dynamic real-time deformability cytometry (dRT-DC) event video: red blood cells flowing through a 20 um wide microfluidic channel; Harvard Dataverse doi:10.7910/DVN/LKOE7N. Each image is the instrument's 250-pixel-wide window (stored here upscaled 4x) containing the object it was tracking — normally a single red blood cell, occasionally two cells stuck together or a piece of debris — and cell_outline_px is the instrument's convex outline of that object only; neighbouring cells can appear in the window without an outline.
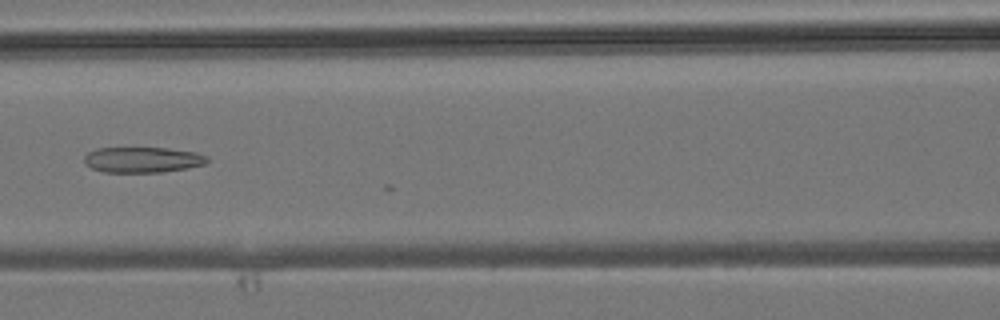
{"species": "common noctule bat (a hibernating species)", "species_latin": "Nyctalus noctula", "temperature_condition": "room temperature", "stored_images_in_passage": 4, "camera_frame_rate_fps": 3000, "um_per_image_px": 0.085, "animal": {"sex": "male", "body_mass_g": 19.2, "forearm_length_mm": 51.8}, "frame": {"image": 1, "passage_image": 4, "time_ms": 4.333, "image_size_px": [1000, 320], "cell_outline_px": [[208, 160], [204, 164], [188, 168], [160, 172], [104, 172], [92, 168], [84, 164], [84, 156], [88, 152], [96, 148], [168, 148], [196, 152], [208, 156]], "centroid_in_image_um": [12.1, 13.57], "position_along_channel_um": 154.5, "area_um2": 18.38}}